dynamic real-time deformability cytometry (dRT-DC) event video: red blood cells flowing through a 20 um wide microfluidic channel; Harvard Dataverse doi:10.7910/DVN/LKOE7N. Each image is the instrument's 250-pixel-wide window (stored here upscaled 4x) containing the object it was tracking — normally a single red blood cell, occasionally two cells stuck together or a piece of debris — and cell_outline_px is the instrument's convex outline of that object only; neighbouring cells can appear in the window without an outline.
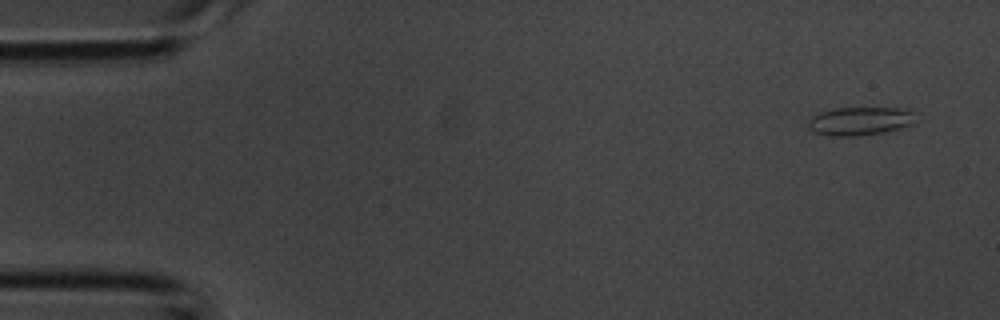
{"species": "common noctule bat (a hibernating species)", "species_latin": "Nyctalus noctula", "temperature_condition": "room temperature", "stored_images_in_passage": 4, "camera_frame_rate_fps": 3000, "um_per_image_px": 0.085, "animal": {"sex": "male", "body_mass_g": 20.1, "forearm_length_mm": 53.5}, "frame": {"image": 1, "passage_image": 1, "time_ms": 0.0, "image_size_px": [1000, 320], "cell_outline_px": [[916, 124], [884, 132], [856, 136], [832, 136], [816, 132], [808, 128], [808, 120], [812, 116], [820, 112], [836, 108], [912, 108]], "centroid_in_image_um": [73.15, 10.28], "position_along_channel_um": 11.9, "area_um2": 17.92}}